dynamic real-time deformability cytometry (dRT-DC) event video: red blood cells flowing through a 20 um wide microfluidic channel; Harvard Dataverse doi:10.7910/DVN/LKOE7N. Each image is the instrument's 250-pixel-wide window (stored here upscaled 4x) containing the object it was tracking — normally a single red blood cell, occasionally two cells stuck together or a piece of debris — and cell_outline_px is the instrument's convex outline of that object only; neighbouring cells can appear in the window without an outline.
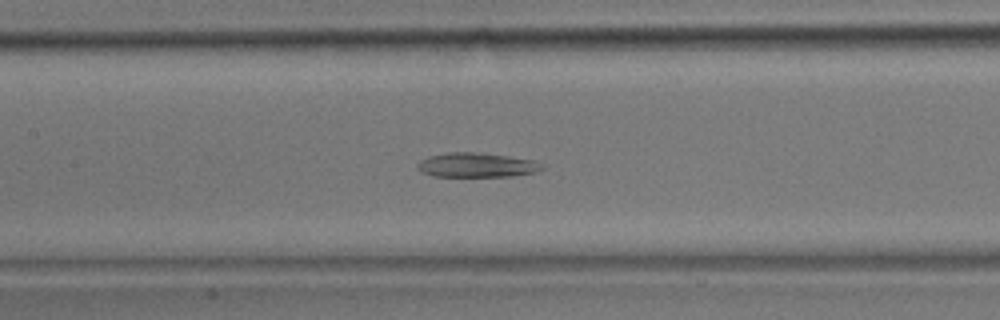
{"species": "common noctule bat (a hibernating species)", "species_latin": "Nyctalus noctula", "temperature_condition": "room temperature", "stored_images_in_passage": 39, "camera_frame_rate_fps": 3000, "um_per_image_px": 0.085, "animal": {"sex": "male", "body_mass_g": 17.9}, "frame": {"image": 1, "passage_image": 16, "time_ms": 5.0, "image_size_px": [1000, 320], "cell_outline_px": [[544, 168], [536, 172], [512, 176], [432, 176], [420, 172], [416, 168], [416, 164], [420, 160], [428, 156], [448, 152], [480, 152], [508, 156], [532, 160], [544, 164]], "centroid_in_image_um": [40.48, 14.02], "position_along_channel_um": 166.9, "area_um2": 17.92}}
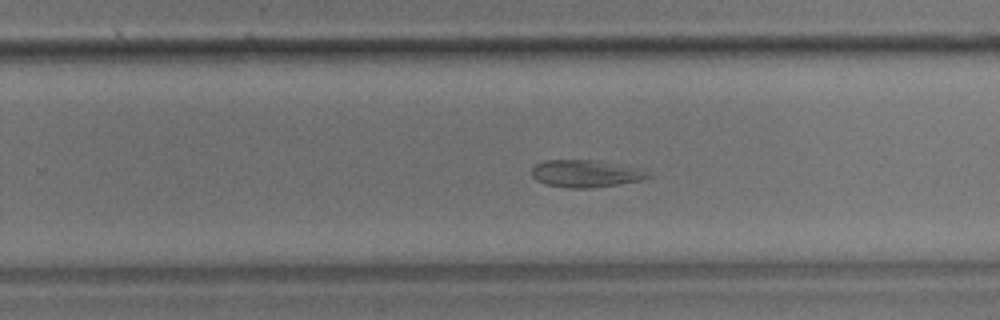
{"frame": {"image": 2, "passage_image": 23, "time_ms": 7.333, "image_size_px": [1000, 320], "cell_outline_px": [[652, 176], [640, 180], [620, 184], [588, 188], [568, 188], [544, 184], [536, 180], [532, 176], [532, 164], [544, 160], [592, 160], [644, 168]], "centroid_in_image_um": [49.77, 14.75], "position_along_channel_um": 280.0, "area_um2": 18.73}}
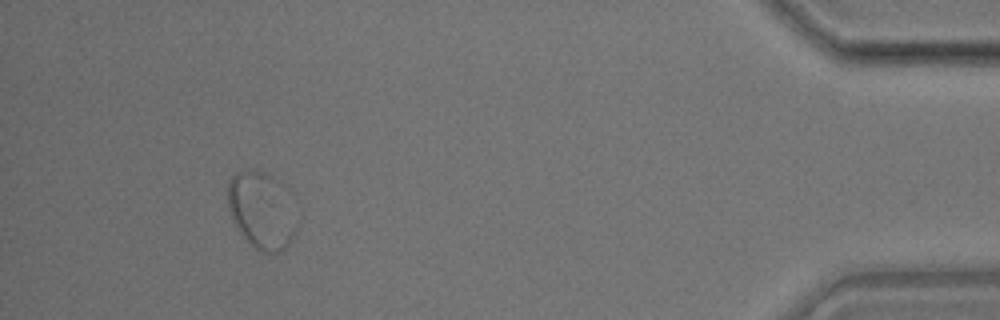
{"frame": {"image": 3, "passage_image": 35, "time_ms": 11.333, "image_size_px": [1000, 320], "cell_outline_px": [[296, 228], [288, 244], [280, 252], [260, 252], [240, 232], [232, 220], [228, 208], [228, 180], [236, 172], [268, 172], [284, 184], [288, 188], [296, 224]], "centroid_in_image_um": [22.24, 17.85], "position_along_channel_um": 413.0, "area_um2": 30.81}}